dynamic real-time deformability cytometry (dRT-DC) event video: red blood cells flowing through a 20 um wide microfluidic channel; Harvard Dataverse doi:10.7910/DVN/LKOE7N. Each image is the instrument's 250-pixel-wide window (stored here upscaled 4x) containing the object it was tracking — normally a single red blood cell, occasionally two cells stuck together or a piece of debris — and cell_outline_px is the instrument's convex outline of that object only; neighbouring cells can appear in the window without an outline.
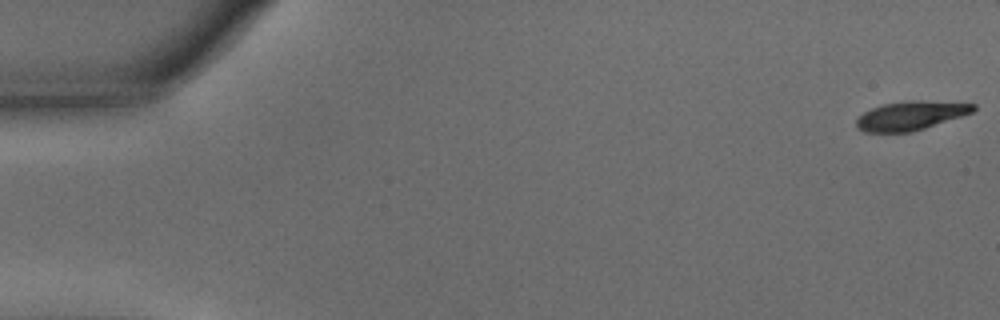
{"species": "common noctule bat (a hibernating species)", "species_latin": "Nyctalus noctula", "temperature_condition": "warm", "stored_images_in_passage": 51, "camera_frame_rate_fps": 3000, "um_per_image_px": 0.085, "animal": {"sex": "male", "body_mass_g": 15.6}, "frame": {"image": 1, "passage_image": 1, "time_ms": 0.0, "image_size_px": [1000, 320], "cell_outline_px": [[976, 108], [972, 112], [912, 132], [864, 132], [856, 128], [856, 120], [864, 112], [880, 104], [904, 100], [924, 100], [976, 104]], "centroid_in_image_um": [77.37, 9.81], "position_along_channel_um": 7.6, "area_um2": 19.71}}
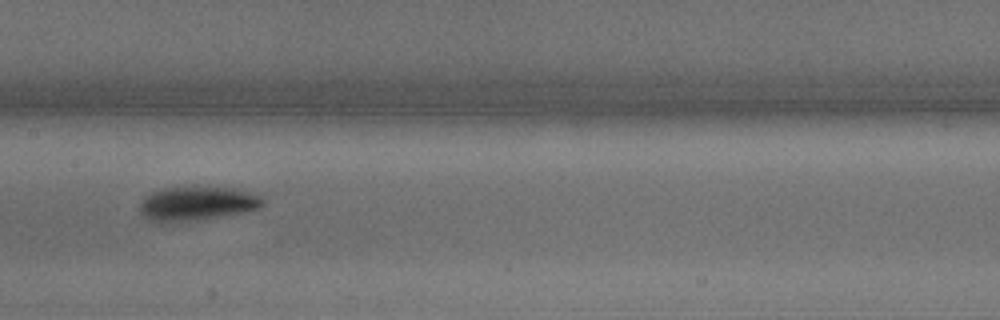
{"frame": {"image": 2, "passage_image": 29, "time_ms": 9.333, "image_size_px": [1000, 320], "cell_outline_px": [[264, 204], [260, 208], [240, 212], [196, 220], [160, 224], [148, 220], [140, 212], [140, 204], [144, 196], [152, 192], [164, 188], [232, 188], [248, 192], [260, 196], [264, 200]], "centroid_in_image_um": [16.67, 17.33], "position_along_channel_um": 190.7, "area_um2": 24.1}}
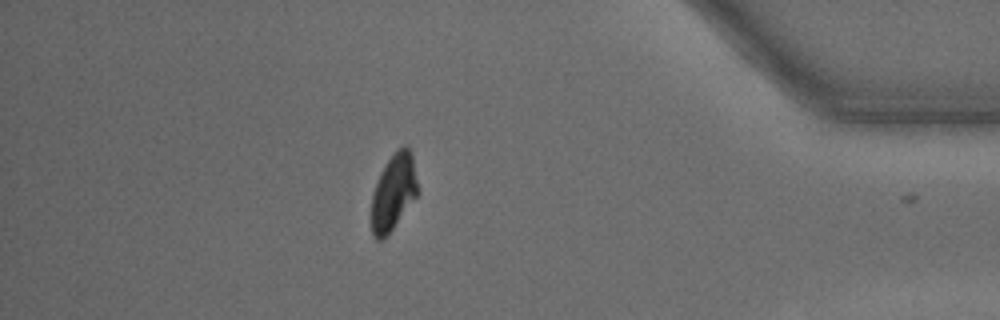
{"frame": {"image": 3, "passage_image": 50, "time_ms": 16.333, "image_size_px": [1000, 320], "cell_outline_px": [[420, 192], [384, 240], [376, 240], [372, 236], [372, 192], [380, 172], [396, 148], [404, 144], [412, 152]], "centroid_in_image_um": [33.47, 16.31], "position_along_channel_um": 401.7, "area_um2": 20.98}, "authors_computed_cell_mechanics": {"area_um2": 22.1952, "velocity_mm_per_s": 3.5707, "shape_relaxation_time_tau1_ms": 2.7602, "shape_relaxation_time_tau2_ms": 3.679, "deformation_change_tau1": 0.1741, "deformation_change_tau2": 0.0579}}